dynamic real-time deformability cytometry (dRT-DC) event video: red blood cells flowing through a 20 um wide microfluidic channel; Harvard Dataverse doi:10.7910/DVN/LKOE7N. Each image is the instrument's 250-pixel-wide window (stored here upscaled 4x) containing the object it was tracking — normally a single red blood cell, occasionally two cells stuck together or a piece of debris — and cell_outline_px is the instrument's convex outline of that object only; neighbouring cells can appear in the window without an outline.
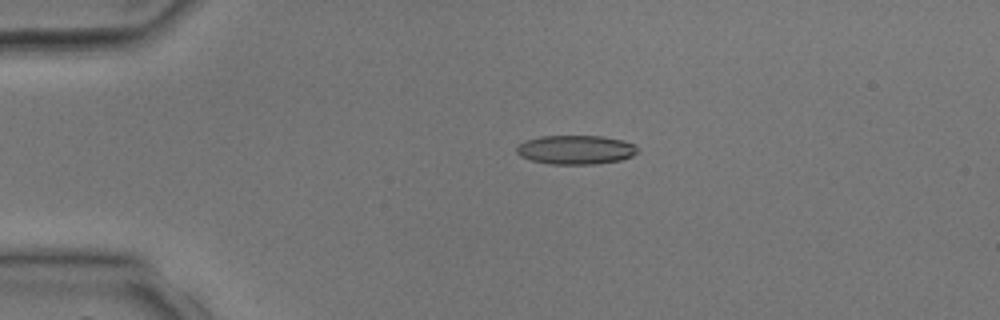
{"species": "common noctule bat (a hibernating species)", "species_latin": "Nyctalus noctula", "temperature_condition": "room temperature", "stored_images_in_passage": 2, "camera_frame_rate_fps": 3000, "um_per_image_px": 0.085, "animal": {"sex": "male", "body_mass_g": 17.9, "forearm_length_mm": 54.2}, "frame": {"image": 1, "passage_image": 1, "time_ms": 0.0, "image_size_px": [1000, 320], "cell_outline_px": [[636, 152], [632, 156], [620, 160], [596, 164], [548, 164], [532, 160], [520, 156], [516, 152], [516, 148], [524, 140], [540, 136], [600, 136], [624, 140], [636, 144]], "centroid_in_image_um": [48.92, 12.72], "position_along_channel_um": 36.1, "area_um2": 20.52}}